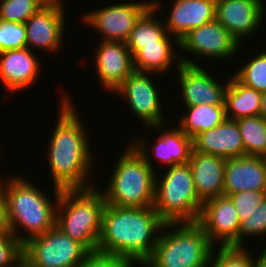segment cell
Instances as JSON below:
<instances>
[{
	"instance_id": "f546056e",
	"label": "cell",
	"mask_w": 266,
	"mask_h": 267,
	"mask_svg": "<svg viewBox=\"0 0 266 267\" xmlns=\"http://www.w3.org/2000/svg\"><path fill=\"white\" fill-rule=\"evenodd\" d=\"M215 249L216 247L212 251L209 267H253V257L245 247H219L218 251Z\"/></svg>"
},
{
	"instance_id": "f1b7e54d",
	"label": "cell",
	"mask_w": 266,
	"mask_h": 267,
	"mask_svg": "<svg viewBox=\"0 0 266 267\" xmlns=\"http://www.w3.org/2000/svg\"><path fill=\"white\" fill-rule=\"evenodd\" d=\"M43 5L39 0H0V19L25 23Z\"/></svg>"
},
{
	"instance_id": "52a82bcc",
	"label": "cell",
	"mask_w": 266,
	"mask_h": 267,
	"mask_svg": "<svg viewBox=\"0 0 266 267\" xmlns=\"http://www.w3.org/2000/svg\"><path fill=\"white\" fill-rule=\"evenodd\" d=\"M202 204L189 163L166 167L161 179L156 174L153 207L165 223L197 222Z\"/></svg>"
},
{
	"instance_id": "4dcf8cb0",
	"label": "cell",
	"mask_w": 266,
	"mask_h": 267,
	"mask_svg": "<svg viewBox=\"0 0 266 267\" xmlns=\"http://www.w3.org/2000/svg\"><path fill=\"white\" fill-rule=\"evenodd\" d=\"M250 235V236H249ZM266 235V198L255 208L250 216L240 222L238 247H244V238Z\"/></svg>"
},
{
	"instance_id": "d6986e66",
	"label": "cell",
	"mask_w": 266,
	"mask_h": 267,
	"mask_svg": "<svg viewBox=\"0 0 266 267\" xmlns=\"http://www.w3.org/2000/svg\"><path fill=\"white\" fill-rule=\"evenodd\" d=\"M188 163L196 193L202 203L223 195L226 159L192 150Z\"/></svg>"
},
{
	"instance_id": "6da1fadb",
	"label": "cell",
	"mask_w": 266,
	"mask_h": 267,
	"mask_svg": "<svg viewBox=\"0 0 266 267\" xmlns=\"http://www.w3.org/2000/svg\"><path fill=\"white\" fill-rule=\"evenodd\" d=\"M67 93L61 100L58 120L47 155L52 185L60 189L91 188L92 152L84 124ZM90 174V175H89Z\"/></svg>"
},
{
	"instance_id": "8992f818",
	"label": "cell",
	"mask_w": 266,
	"mask_h": 267,
	"mask_svg": "<svg viewBox=\"0 0 266 267\" xmlns=\"http://www.w3.org/2000/svg\"><path fill=\"white\" fill-rule=\"evenodd\" d=\"M214 247L197 222L165 223L143 267H209Z\"/></svg>"
},
{
	"instance_id": "cb8c5ba5",
	"label": "cell",
	"mask_w": 266,
	"mask_h": 267,
	"mask_svg": "<svg viewBox=\"0 0 266 267\" xmlns=\"http://www.w3.org/2000/svg\"><path fill=\"white\" fill-rule=\"evenodd\" d=\"M160 6L159 1L153 0L152 6L139 18L131 30L126 44L133 57L142 49V45L158 44V40H178L173 35L169 36L163 21L155 19L154 15L159 12Z\"/></svg>"
},
{
	"instance_id": "d4e9b609",
	"label": "cell",
	"mask_w": 266,
	"mask_h": 267,
	"mask_svg": "<svg viewBox=\"0 0 266 267\" xmlns=\"http://www.w3.org/2000/svg\"><path fill=\"white\" fill-rule=\"evenodd\" d=\"M224 103L228 119L260 115L261 92L244 85L232 75L228 78Z\"/></svg>"
},
{
	"instance_id": "44dd1931",
	"label": "cell",
	"mask_w": 266,
	"mask_h": 267,
	"mask_svg": "<svg viewBox=\"0 0 266 267\" xmlns=\"http://www.w3.org/2000/svg\"><path fill=\"white\" fill-rule=\"evenodd\" d=\"M167 21V32L178 40L189 30L215 19L216 0H173Z\"/></svg>"
},
{
	"instance_id": "f35d334b",
	"label": "cell",
	"mask_w": 266,
	"mask_h": 267,
	"mask_svg": "<svg viewBox=\"0 0 266 267\" xmlns=\"http://www.w3.org/2000/svg\"><path fill=\"white\" fill-rule=\"evenodd\" d=\"M13 267H33L24 257H22Z\"/></svg>"
},
{
	"instance_id": "d590c367",
	"label": "cell",
	"mask_w": 266,
	"mask_h": 267,
	"mask_svg": "<svg viewBox=\"0 0 266 267\" xmlns=\"http://www.w3.org/2000/svg\"><path fill=\"white\" fill-rule=\"evenodd\" d=\"M8 232H10V226L7 215L6 198L0 185V235Z\"/></svg>"
},
{
	"instance_id": "2e32d148",
	"label": "cell",
	"mask_w": 266,
	"mask_h": 267,
	"mask_svg": "<svg viewBox=\"0 0 266 267\" xmlns=\"http://www.w3.org/2000/svg\"><path fill=\"white\" fill-rule=\"evenodd\" d=\"M95 54V73L104 90L114 93L134 72L133 56L125 42H99Z\"/></svg>"
},
{
	"instance_id": "3957f363",
	"label": "cell",
	"mask_w": 266,
	"mask_h": 267,
	"mask_svg": "<svg viewBox=\"0 0 266 267\" xmlns=\"http://www.w3.org/2000/svg\"><path fill=\"white\" fill-rule=\"evenodd\" d=\"M139 139L132 140L119 156L104 188L106 204L123 208L154 206L156 169L146 141Z\"/></svg>"
},
{
	"instance_id": "ffe728a7",
	"label": "cell",
	"mask_w": 266,
	"mask_h": 267,
	"mask_svg": "<svg viewBox=\"0 0 266 267\" xmlns=\"http://www.w3.org/2000/svg\"><path fill=\"white\" fill-rule=\"evenodd\" d=\"M193 150L218 155L224 159L245 156V149L236 120L226 118L217 127L197 134Z\"/></svg>"
},
{
	"instance_id": "ba28073f",
	"label": "cell",
	"mask_w": 266,
	"mask_h": 267,
	"mask_svg": "<svg viewBox=\"0 0 266 267\" xmlns=\"http://www.w3.org/2000/svg\"><path fill=\"white\" fill-rule=\"evenodd\" d=\"M89 254L56 225L23 244V257L33 267H78Z\"/></svg>"
},
{
	"instance_id": "7c38bea8",
	"label": "cell",
	"mask_w": 266,
	"mask_h": 267,
	"mask_svg": "<svg viewBox=\"0 0 266 267\" xmlns=\"http://www.w3.org/2000/svg\"><path fill=\"white\" fill-rule=\"evenodd\" d=\"M240 46L231 33L214 19L189 30L179 39V47L176 49L185 51L186 54L189 52L194 56L226 60L235 56L240 51Z\"/></svg>"
},
{
	"instance_id": "ac0fdd59",
	"label": "cell",
	"mask_w": 266,
	"mask_h": 267,
	"mask_svg": "<svg viewBox=\"0 0 266 267\" xmlns=\"http://www.w3.org/2000/svg\"><path fill=\"white\" fill-rule=\"evenodd\" d=\"M250 190L266 191V158L245 155L226 159L223 195Z\"/></svg>"
},
{
	"instance_id": "9a60e30c",
	"label": "cell",
	"mask_w": 266,
	"mask_h": 267,
	"mask_svg": "<svg viewBox=\"0 0 266 267\" xmlns=\"http://www.w3.org/2000/svg\"><path fill=\"white\" fill-rule=\"evenodd\" d=\"M63 5H43L24 23L27 48L31 50L32 46L39 47L50 53L62 48L67 19Z\"/></svg>"
},
{
	"instance_id": "1f68e13d",
	"label": "cell",
	"mask_w": 266,
	"mask_h": 267,
	"mask_svg": "<svg viewBox=\"0 0 266 267\" xmlns=\"http://www.w3.org/2000/svg\"><path fill=\"white\" fill-rule=\"evenodd\" d=\"M25 47H27L25 24L0 19V52Z\"/></svg>"
},
{
	"instance_id": "e0dca14e",
	"label": "cell",
	"mask_w": 266,
	"mask_h": 267,
	"mask_svg": "<svg viewBox=\"0 0 266 267\" xmlns=\"http://www.w3.org/2000/svg\"><path fill=\"white\" fill-rule=\"evenodd\" d=\"M35 54L27 47L0 52V81L9 92L35 84L42 64Z\"/></svg>"
},
{
	"instance_id": "7402d4cb",
	"label": "cell",
	"mask_w": 266,
	"mask_h": 267,
	"mask_svg": "<svg viewBox=\"0 0 266 267\" xmlns=\"http://www.w3.org/2000/svg\"><path fill=\"white\" fill-rule=\"evenodd\" d=\"M166 127V128H165ZM160 131L155 144L152 146V154L158 162L171 167L188 163L193 150V139L187 136L178 126L169 128L167 124H158L151 127Z\"/></svg>"
},
{
	"instance_id": "277c9868",
	"label": "cell",
	"mask_w": 266,
	"mask_h": 267,
	"mask_svg": "<svg viewBox=\"0 0 266 267\" xmlns=\"http://www.w3.org/2000/svg\"><path fill=\"white\" fill-rule=\"evenodd\" d=\"M12 176L7 182H1V187L6 198L10 231L24 244L56 225V209L62 189L54 186L53 202L49 199L50 196L47 197L28 179L18 175ZM20 228L27 233H18Z\"/></svg>"
},
{
	"instance_id": "8fae6325",
	"label": "cell",
	"mask_w": 266,
	"mask_h": 267,
	"mask_svg": "<svg viewBox=\"0 0 266 267\" xmlns=\"http://www.w3.org/2000/svg\"><path fill=\"white\" fill-rule=\"evenodd\" d=\"M152 73L134 71L114 92L125 98L132 113L147 125L152 126L166 123L162 112V101L156 88V81L151 79Z\"/></svg>"
},
{
	"instance_id": "4316f807",
	"label": "cell",
	"mask_w": 266,
	"mask_h": 267,
	"mask_svg": "<svg viewBox=\"0 0 266 267\" xmlns=\"http://www.w3.org/2000/svg\"><path fill=\"white\" fill-rule=\"evenodd\" d=\"M245 155L266 158V120L261 115L242 117L236 120Z\"/></svg>"
},
{
	"instance_id": "603a6c76",
	"label": "cell",
	"mask_w": 266,
	"mask_h": 267,
	"mask_svg": "<svg viewBox=\"0 0 266 267\" xmlns=\"http://www.w3.org/2000/svg\"><path fill=\"white\" fill-rule=\"evenodd\" d=\"M174 46L179 47V40H158V44L142 45V49L133 57L134 71L164 74L171 70L174 63L178 68L181 55L176 54L178 52Z\"/></svg>"
},
{
	"instance_id": "5b68a950",
	"label": "cell",
	"mask_w": 266,
	"mask_h": 267,
	"mask_svg": "<svg viewBox=\"0 0 266 267\" xmlns=\"http://www.w3.org/2000/svg\"><path fill=\"white\" fill-rule=\"evenodd\" d=\"M98 189H62L56 209V226L90 253L97 252L106 205Z\"/></svg>"
},
{
	"instance_id": "4fadbf2b",
	"label": "cell",
	"mask_w": 266,
	"mask_h": 267,
	"mask_svg": "<svg viewBox=\"0 0 266 267\" xmlns=\"http://www.w3.org/2000/svg\"><path fill=\"white\" fill-rule=\"evenodd\" d=\"M197 223L214 246L238 247L240 221L228 196L222 195L205 201Z\"/></svg>"
},
{
	"instance_id": "e575fe53",
	"label": "cell",
	"mask_w": 266,
	"mask_h": 267,
	"mask_svg": "<svg viewBox=\"0 0 266 267\" xmlns=\"http://www.w3.org/2000/svg\"><path fill=\"white\" fill-rule=\"evenodd\" d=\"M78 267H135V265L119 256L92 252Z\"/></svg>"
},
{
	"instance_id": "8d00e7d4",
	"label": "cell",
	"mask_w": 266,
	"mask_h": 267,
	"mask_svg": "<svg viewBox=\"0 0 266 267\" xmlns=\"http://www.w3.org/2000/svg\"><path fill=\"white\" fill-rule=\"evenodd\" d=\"M261 255L257 259H253V267H266V247H264Z\"/></svg>"
},
{
	"instance_id": "d6a6232c",
	"label": "cell",
	"mask_w": 266,
	"mask_h": 267,
	"mask_svg": "<svg viewBox=\"0 0 266 267\" xmlns=\"http://www.w3.org/2000/svg\"><path fill=\"white\" fill-rule=\"evenodd\" d=\"M235 206L239 221L247 219L255 208L266 198V191H241L228 195Z\"/></svg>"
},
{
	"instance_id": "836d02e7",
	"label": "cell",
	"mask_w": 266,
	"mask_h": 267,
	"mask_svg": "<svg viewBox=\"0 0 266 267\" xmlns=\"http://www.w3.org/2000/svg\"><path fill=\"white\" fill-rule=\"evenodd\" d=\"M23 257V243L12 232L0 235V267H13Z\"/></svg>"
},
{
	"instance_id": "74e56055",
	"label": "cell",
	"mask_w": 266,
	"mask_h": 267,
	"mask_svg": "<svg viewBox=\"0 0 266 267\" xmlns=\"http://www.w3.org/2000/svg\"><path fill=\"white\" fill-rule=\"evenodd\" d=\"M260 115L266 120V91L261 92Z\"/></svg>"
},
{
	"instance_id": "30bf717a",
	"label": "cell",
	"mask_w": 266,
	"mask_h": 267,
	"mask_svg": "<svg viewBox=\"0 0 266 267\" xmlns=\"http://www.w3.org/2000/svg\"><path fill=\"white\" fill-rule=\"evenodd\" d=\"M181 64L177 69V76L180 82L182 99L185 107H191L199 104H208L211 106H225V91L228 86V80L225 85L217 82L209 74L205 67L191 59L180 56Z\"/></svg>"
},
{
	"instance_id": "484cf974",
	"label": "cell",
	"mask_w": 266,
	"mask_h": 267,
	"mask_svg": "<svg viewBox=\"0 0 266 267\" xmlns=\"http://www.w3.org/2000/svg\"><path fill=\"white\" fill-rule=\"evenodd\" d=\"M184 108L187 111L179 118L178 127L192 139L199 133L217 127L227 118L225 106L199 104Z\"/></svg>"
},
{
	"instance_id": "9c48e42d",
	"label": "cell",
	"mask_w": 266,
	"mask_h": 267,
	"mask_svg": "<svg viewBox=\"0 0 266 267\" xmlns=\"http://www.w3.org/2000/svg\"><path fill=\"white\" fill-rule=\"evenodd\" d=\"M151 6L152 1L118 2L87 12L82 20L103 35L102 41L126 43L136 22Z\"/></svg>"
},
{
	"instance_id": "5bb4252c",
	"label": "cell",
	"mask_w": 266,
	"mask_h": 267,
	"mask_svg": "<svg viewBox=\"0 0 266 267\" xmlns=\"http://www.w3.org/2000/svg\"><path fill=\"white\" fill-rule=\"evenodd\" d=\"M265 9L263 0H216L215 19L241 44L258 32Z\"/></svg>"
},
{
	"instance_id": "83f0119b",
	"label": "cell",
	"mask_w": 266,
	"mask_h": 267,
	"mask_svg": "<svg viewBox=\"0 0 266 267\" xmlns=\"http://www.w3.org/2000/svg\"><path fill=\"white\" fill-rule=\"evenodd\" d=\"M260 52L233 75L244 85L263 92L266 91V50Z\"/></svg>"
},
{
	"instance_id": "7a4b0ae2",
	"label": "cell",
	"mask_w": 266,
	"mask_h": 267,
	"mask_svg": "<svg viewBox=\"0 0 266 267\" xmlns=\"http://www.w3.org/2000/svg\"><path fill=\"white\" fill-rule=\"evenodd\" d=\"M164 224L153 206L123 208L106 204L97 252L143 266L152 256Z\"/></svg>"
},
{
	"instance_id": "ab89813d",
	"label": "cell",
	"mask_w": 266,
	"mask_h": 267,
	"mask_svg": "<svg viewBox=\"0 0 266 267\" xmlns=\"http://www.w3.org/2000/svg\"><path fill=\"white\" fill-rule=\"evenodd\" d=\"M44 5H54V4H63V0H39Z\"/></svg>"
}]
</instances>
